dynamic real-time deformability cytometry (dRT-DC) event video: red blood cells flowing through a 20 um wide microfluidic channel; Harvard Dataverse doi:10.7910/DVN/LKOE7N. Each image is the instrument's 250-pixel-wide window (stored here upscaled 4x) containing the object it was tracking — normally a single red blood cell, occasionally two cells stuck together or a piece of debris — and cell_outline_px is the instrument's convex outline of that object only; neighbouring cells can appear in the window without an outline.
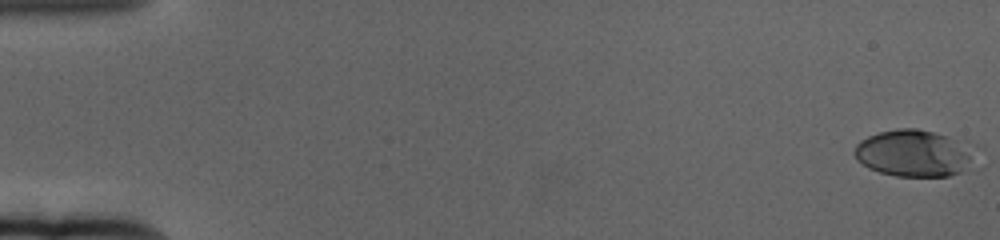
{"species": "human", "species_latin": "Homo sapiens", "temperature_condition": "cold", "stored_images_in_passage": 62, "camera_frame_rate_fps": 3000, "um_per_image_px": 0.085, "donor": {"sex": "female"}, "frame": {"image": 1, "passage_image": 1, "time_ms": 0.0, "image_size_px": [1000, 240], "cell_outline_px": [[984, 148], [972, 164], [968, 168], [960, 172], [948, 176], [896, 176], [880, 172], [868, 168], [856, 160], [852, 152], [856, 144], [860, 140], [868, 136], [880, 132], [896, 128], [916, 128], [968, 140], [980, 144]], "centroid_in_image_um": [77.86, 13.0], "position_along_channel_um": 7.1, "area_um2": 34.56}}
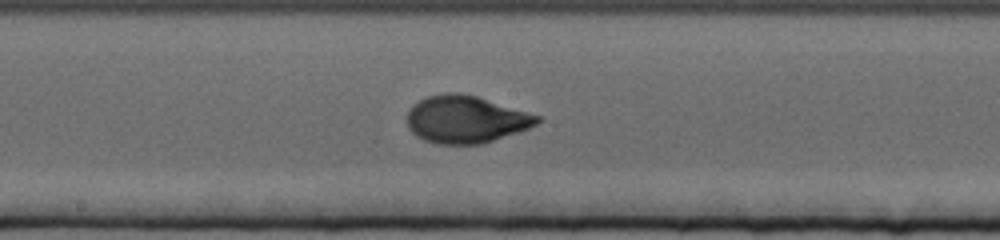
{"frame": {"image": 2, "passage_image": 34, "time_ms": 11.0, "image_size_px": [1000, 240], "cell_outline_px": [[540, 120], [536, 124], [528, 128], [480, 144], [436, 144], [424, 140], [416, 136], [408, 128], [408, 112], [420, 100], [428, 96], [444, 92], [456, 92], [476, 96], [540, 116]], "centroid_in_image_um": [39.56, 10.15], "position_along_channel_um": 208.6, "area_um2": 35.37}}
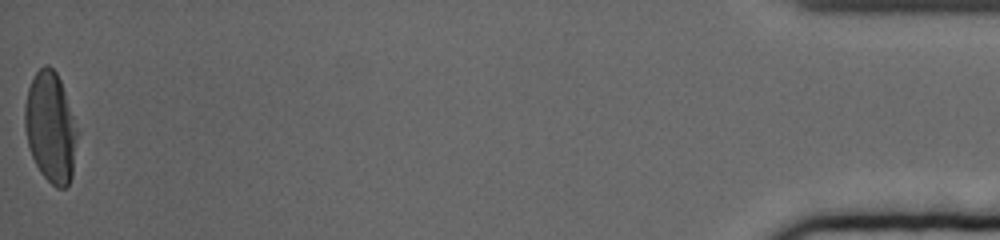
{"frame": {"image": 3, "passage_image": 62, "time_ms": 20.333, "image_size_px": [1000, 240], "cell_outline_px": [[76, 136], [72, 176], [68, 184], [64, 188], [56, 188], [40, 172], [32, 156], [28, 144], [24, 128], [24, 108], [28, 88], [36, 72], [44, 64], [48, 64], [56, 72], [60, 80], [76, 128]], "centroid_in_image_um": [4.26, 10.82], "position_along_channel_um": 430.9, "area_um2": 33.12}, "authors_computed_cell_mechanics": {"area_um2": 33.8708, "velocity_mm_per_s": 3.3436, "shape_relaxation_time_tau1_ms": 4.5775, "shape_relaxation_time_tau2_ms": null, "deformation_change_tau1": 0.2122, "deformation_change_tau2": null}}